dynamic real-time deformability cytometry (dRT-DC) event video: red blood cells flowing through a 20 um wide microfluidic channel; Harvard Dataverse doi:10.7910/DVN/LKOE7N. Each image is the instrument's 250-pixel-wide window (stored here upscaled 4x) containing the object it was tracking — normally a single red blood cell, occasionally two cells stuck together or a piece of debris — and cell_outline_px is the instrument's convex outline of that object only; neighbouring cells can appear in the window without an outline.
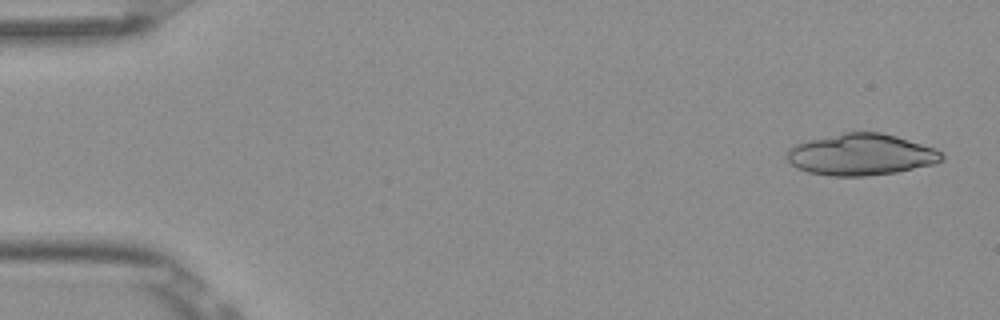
{"species": "Egyptian fruit bat (a non-hibernating species)", "species_latin": "Rousettus aegyptiacus", "temperature_condition": "room temperature", "stored_images_in_passage": 4, "camera_frame_rate_fps": 3000, "um_per_image_px": 0.085, "frame": {"image": 1, "passage_image": 1, "time_ms": 0.0, "image_size_px": [1000, 320], "cell_outline_px": [[944, 160], [936, 164], [896, 172], [864, 176], [832, 176], [808, 172], [796, 168], [784, 156], [796, 144], [808, 140], [844, 132], [880, 132], [896, 136], [936, 148], [944, 156]], "centroid_in_image_um": [73.22, 13.14], "position_along_channel_um": 11.8, "area_um2": 37.45}}